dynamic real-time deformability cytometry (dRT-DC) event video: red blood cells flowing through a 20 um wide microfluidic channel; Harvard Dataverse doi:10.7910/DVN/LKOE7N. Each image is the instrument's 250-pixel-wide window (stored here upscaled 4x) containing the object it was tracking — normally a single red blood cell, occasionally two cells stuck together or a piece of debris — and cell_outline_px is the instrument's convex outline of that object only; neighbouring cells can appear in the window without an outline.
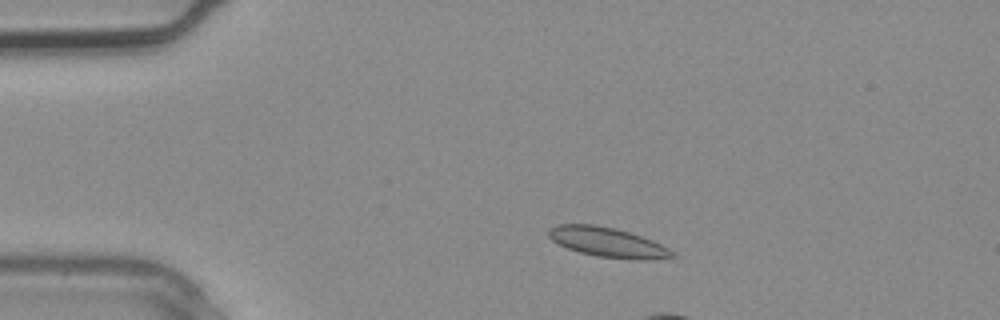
{"species": "common noctule bat (a hibernating species)", "species_latin": "Nyctalus noctula", "temperature_condition": "warm", "stored_images_in_passage": 2, "camera_frame_rate_fps": 3000, "um_per_image_px": 0.085, "animal": {"sex": "male", "body_mass_g": 20.4}, "frame": {"image": 1, "passage_image": 1, "time_ms": 0.0, "image_size_px": [1000, 320], "cell_outline_px": [[676, 256], [652, 260], [632, 260], [596, 256], [580, 252], [568, 248], [552, 240], [548, 236], [548, 228], [556, 224], [592, 224], [616, 228], [652, 240], [676, 252]], "centroid_in_image_um": [51.66, 20.6], "position_along_channel_um": 33.3, "area_um2": 21.5}}